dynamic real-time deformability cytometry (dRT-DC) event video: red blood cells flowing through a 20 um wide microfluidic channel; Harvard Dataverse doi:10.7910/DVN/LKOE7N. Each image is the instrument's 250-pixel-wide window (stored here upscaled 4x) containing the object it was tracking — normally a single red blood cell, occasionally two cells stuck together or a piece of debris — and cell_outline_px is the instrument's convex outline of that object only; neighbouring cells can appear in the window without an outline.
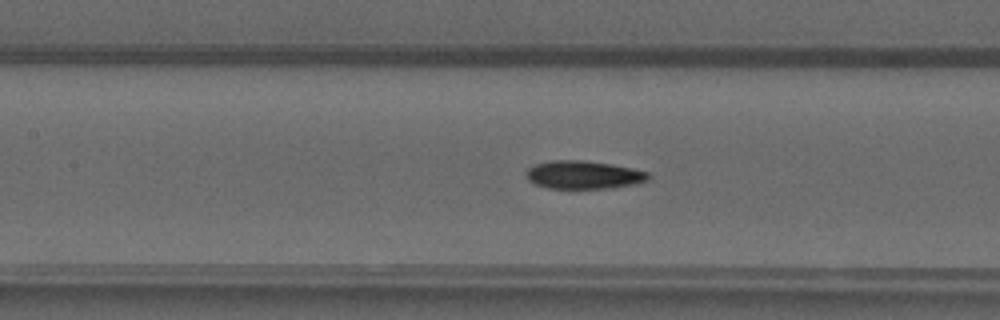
{"species": "common noctule bat (a hibernating species)", "species_latin": "Nyctalus noctula", "temperature_condition": "warm", "stored_images_in_passage": 48, "camera_frame_rate_fps": 3000, "um_per_image_px": 0.085, "animal": {"sex": "male", "forearm_length_mm": 52.5}, "frame": {"image": 1, "passage_image": 22, "time_ms": 7.0, "image_size_px": [1000, 320], "cell_outline_px": [[652, 176], [648, 180], [636, 184], [612, 188], [548, 188], [536, 184], [528, 180], [524, 176], [524, 172], [532, 164], [552, 160], [584, 160], [612, 164], [632, 168], [648, 172]], "centroid_in_image_um": [49.59, 14.85], "position_along_channel_um": 157.8, "area_um2": 20.35}}
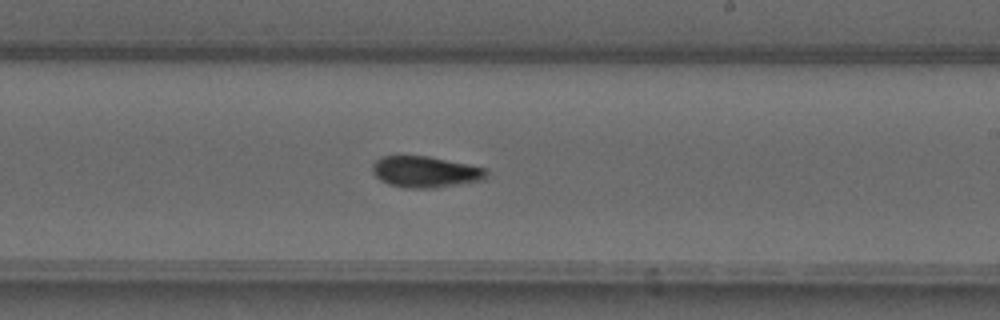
{"frame": {"image": 2, "passage_image": 29, "time_ms": 9.333, "image_size_px": [1000, 320], "cell_outline_px": [[488, 176], [484, 180], [436, 188], [404, 188], [388, 184], [380, 180], [372, 172], [372, 164], [376, 160], [384, 156], [428, 156], [488, 168]], "centroid_in_image_um": [36.19, 14.62], "position_along_channel_um": 252.8, "area_um2": 20.98}}
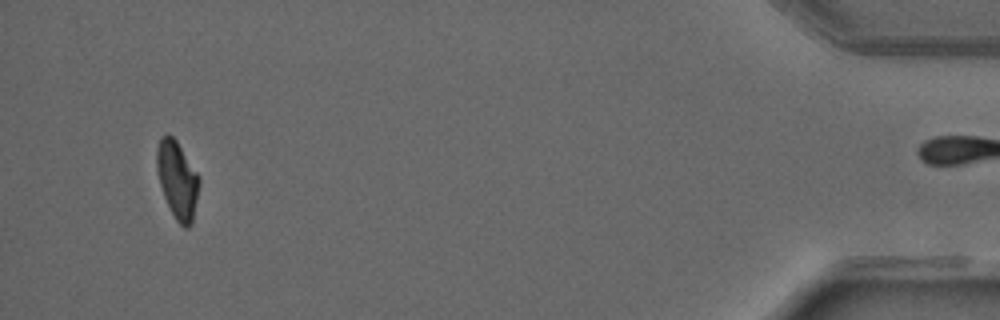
{"frame": {"image": 3, "passage_image": 47, "time_ms": 15.333, "image_size_px": [1000, 320], "cell_outline_px": [[200, 180], [192, 224], [188, 228], [184, 228], [176, 220], [164, 196], [160, 184], [156, 168], [156, 148], [160, 136], [164, 132], [172, 136], [176, 140], [200, 176]], "centroid_in_image_um": [15.06, 15.24], "position_along_channel_um": 420.1, "area_um2": 19.25}, "authors_computed_cell_mechanics": {"area_um2": 19.9121, "velocity_mm_per_s": 4.0961, "shape_relaxation_time_tau1_ms": 9.9526, "shape_relaxation_time_tau2_ms": 3.7169, "deformation_change_tau1": 0.2865, "deformation_change_tau2": 0.1017}}